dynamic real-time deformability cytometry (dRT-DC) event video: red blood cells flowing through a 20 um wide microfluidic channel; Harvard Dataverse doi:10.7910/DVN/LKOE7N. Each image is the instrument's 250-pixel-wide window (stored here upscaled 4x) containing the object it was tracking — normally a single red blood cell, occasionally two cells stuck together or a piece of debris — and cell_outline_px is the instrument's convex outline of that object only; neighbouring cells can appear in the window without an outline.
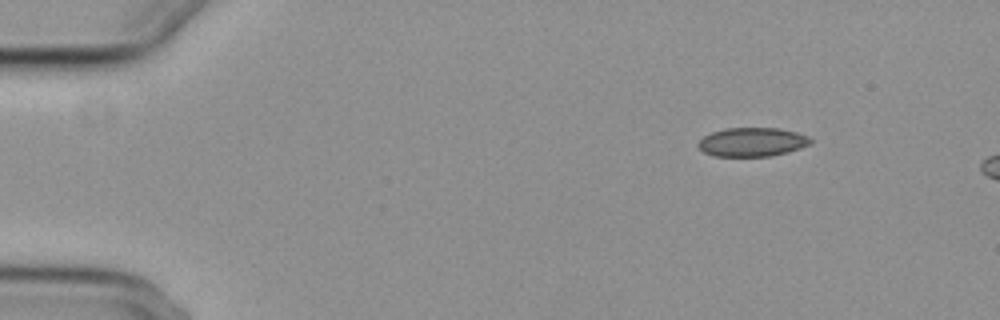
{"species": "common noctule bat (a hibernating species)", "species_latin": "Nyctalus noctula", "temperature_condition": "cold", "stored_images_in_passage": 3, "camera_frame_rate_fps": 3000, "um_per_image_px": 0.085, "animal": {"sex": "female", "body_mass_g": 29.2, "forearm_length_mm": 56.3}, "frame": {"image": 1, "passage_image": 1, "time_ms": 0.0, "image_size_px": [1000, 320], "cell_outline_px": [[812, 144], [788, 152], [768, 156], [712, 156], [704, 152], [696, 144], [704, 136], [712, 132], [724, 128], [780, 128], [796, 132], [808, 136], [812, 140]], "centroid_in_image_um": [63.94, 12.07], "position_along_channel_um": 21.1, "area_um2": 18.96}}